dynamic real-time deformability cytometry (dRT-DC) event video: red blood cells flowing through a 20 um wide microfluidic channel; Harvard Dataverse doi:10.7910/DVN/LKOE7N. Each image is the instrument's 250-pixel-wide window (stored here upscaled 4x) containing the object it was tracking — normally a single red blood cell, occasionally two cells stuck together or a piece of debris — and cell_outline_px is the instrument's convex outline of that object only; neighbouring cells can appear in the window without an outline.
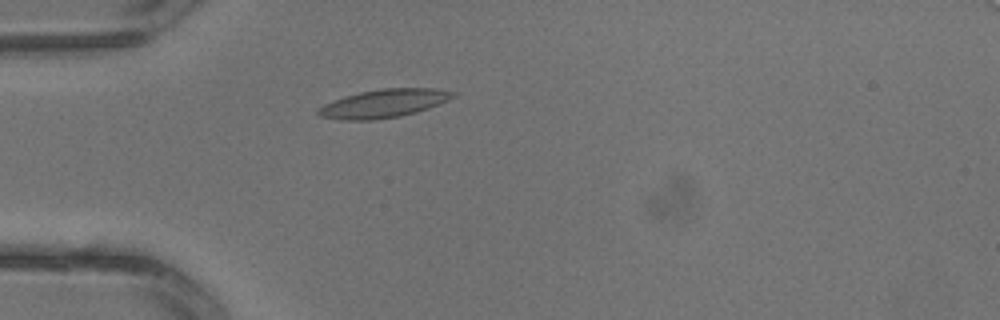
{"species": "common noctule bat (a hibernating species)", "species_latin": "Nyctalus noctula", "temperature_condition": "warm", "stored_images_in_passage": 3, "camera_frame_rate_fps": 3000, "um_per_image_px": 0.085, "animal": {"sex": "male", "body_mass_g": 13.3}, "frame": {"image": 1, "passage_image": 3, "time_ms": 0.667, "image_size_px": [1000, 320], "cell_outline_px": [[456, 96], [448, 100], [428, 108], [416, 112], [400, 116], [372, 120], [340, 120], [320, 116], [316, 112], [316, 108], [324, 104], [344, 96], [360, 92], [380, 88], [436, 88], [456, 92]], "centroid_in_image_um": [32.6, 8.79], "position_along_channel_um": 52.4, "area_um2": 22.31}}